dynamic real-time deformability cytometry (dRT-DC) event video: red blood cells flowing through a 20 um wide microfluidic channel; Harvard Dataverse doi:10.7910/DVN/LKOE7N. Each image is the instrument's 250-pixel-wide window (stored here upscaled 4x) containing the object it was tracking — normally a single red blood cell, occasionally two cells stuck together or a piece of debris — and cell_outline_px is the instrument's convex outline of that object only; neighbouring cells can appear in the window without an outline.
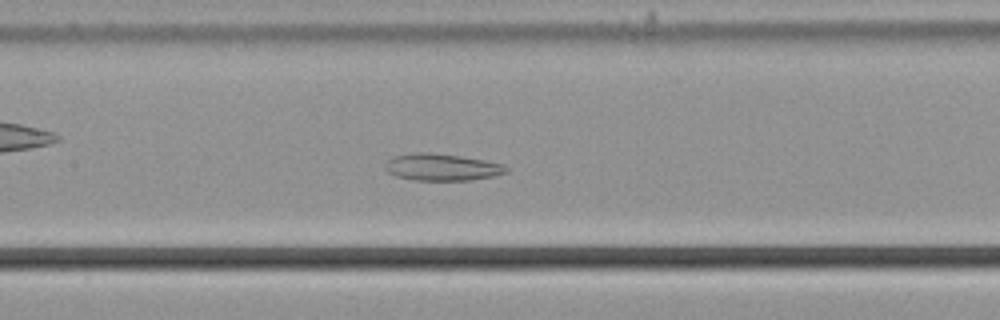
{"species": "common noctule bat (a hibernating species)", "species_latin": "Nyctalus noctula", "temperature_condition": "cold", "stored_images_in_passage": 47, "camera_frame_rate_fps": 3000, "um_per_image_px": 0.085, "animal": {"sex": "male", "body_mass_g": 21.5, "forearm_length_mm": 52.0}, "frame": {"image": 1, "passage_image": 18, "time_ms": 5.667, "image_size_px": [1000, 320], "cell_outline_px": [[508, 172], [496, 176], [472, 180], [412, 180], [396, 176], [388, 172], [384, 168], [384, 164], [388, 160], [396, 156], [416, 152], [428, 152], [460, 156], [484, 160], [504, 164], [508, 168]], "centroid_in_image_um": [37.58, 14.22], "position_along_channel_um": 169.8, "area_um2": 19.07}}
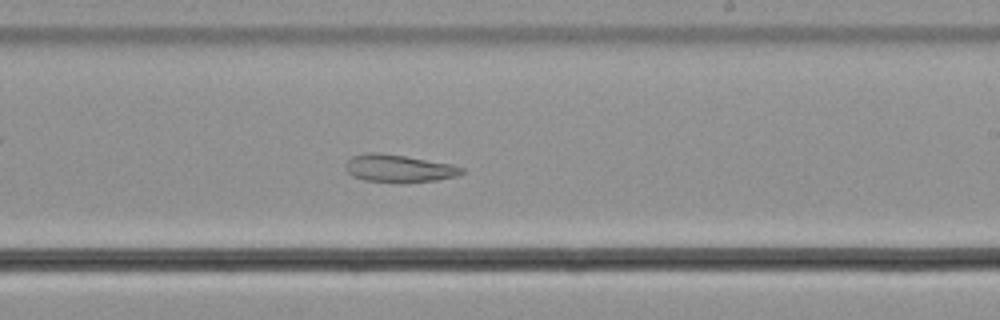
{"frame": {"image": 2, "passage_image": 25, "time_ms": 8.0, "image_size_px": [1000, 320], "cell_outline_px": [[464, 172], [456, 176], [436, 180], [400, 184], [364, 180], [352, 176], [344, 168], [344, 164], [352, 156], [368, 152], [380, 152], [452, 164], [464, 168]], "centroid_in_image_um": [33.87, 14.33], "position_along_channel_um": 255.1, "area_um2": 19.02}}
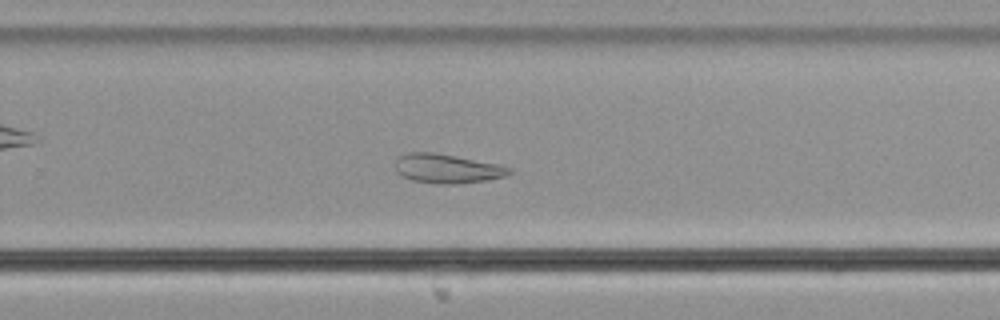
{"frame": {"image": 3, "passage_image": 28, "time_ms": 9.0, "image_size_px": [1000, 320], "cell_outline_px": [[512, 172], [508, 176], [488, 180], [460, 184], [444, 184], [412, 180], [400, 176], [396, 172], [396, 160], [400, 156], [408, 152], [432, 152], [500, 164], [512, 168]], "centroid_in_image_um": [38.04, 14.34], "position_along_channel_um": 291.8, "area_um2": 19.54}}